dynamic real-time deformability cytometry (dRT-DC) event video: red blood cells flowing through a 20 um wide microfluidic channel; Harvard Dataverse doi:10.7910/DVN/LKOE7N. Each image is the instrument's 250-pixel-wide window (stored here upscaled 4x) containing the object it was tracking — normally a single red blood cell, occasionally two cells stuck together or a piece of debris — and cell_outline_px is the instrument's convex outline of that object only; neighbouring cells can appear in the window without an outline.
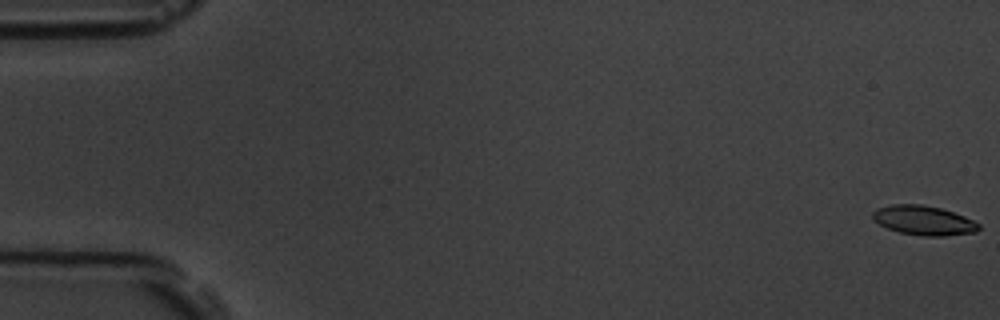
{"species": "common noctule bat (a hibernating species)", "species_latin": "Nyctalus noctula", "temperature_condition": "room temperature", "stored_images_in_passage": 4, "camera_frame_rate_fps": 3000, "um_per_image_px": 0.085, "animal": {"sex": "male", "body_mass_g": 19.5, "forearm_length_mm": 54.6}, "frame": {"image": 1, "passage_image": 1, "time_ms": 0.0, "image_size_px": [1000, 320], "cell_outline_px": [[980, 228], [976, 232], [944, 236], [924, 236], [900, 232], [888, 228], [872, 220], [872, 212], [876, 208], [892, 204], [920, 204], [940, 208], [964, 216], [980, 224]], "centroid_in_image_um": [78.49, 18.73], "position_along_channel_um": 6.5, "area_um2": 18.15}}